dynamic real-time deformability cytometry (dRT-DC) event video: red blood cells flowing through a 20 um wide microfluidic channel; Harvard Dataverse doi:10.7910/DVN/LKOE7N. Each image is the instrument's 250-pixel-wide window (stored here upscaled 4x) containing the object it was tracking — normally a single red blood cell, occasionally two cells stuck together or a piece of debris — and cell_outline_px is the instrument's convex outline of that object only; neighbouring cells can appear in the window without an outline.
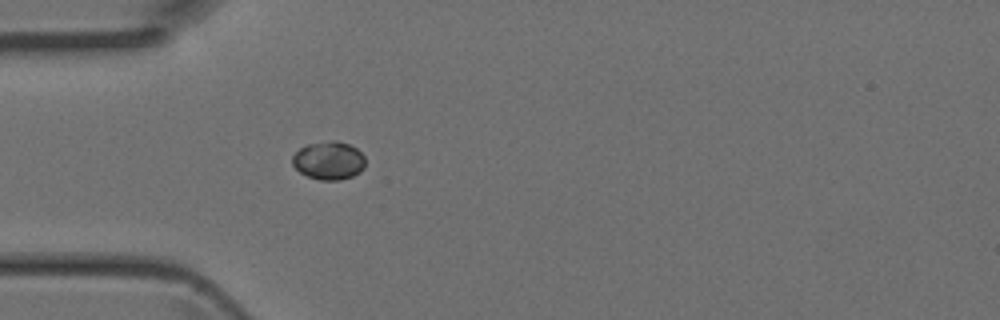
{"species": "Egyptian fruit bat (a non-hibernating species)", "species_latin": "Rousettus aegyptiacus", "temperature_condition": "room temperature", "stored_images_in_passage": 3, "camera_frame_rate_fps": 3000, "um_per_image_px": 0.085, "animal": {"sex": "female"}, "frame": {"image": 1, "passage_image": 3, "time_ms": 0.667, "image_size_px": [1000, 320], "cell_outline_px": [[364, 168], [360, 172], [352, 176], [336, 180], [320, 180], [308, 176], [300, 172], [292, 164], [292, 156], [300, 148], [308, 144], [332, 140], [336, 140], [348, 144], [356, 148], [364, 156]], "centroid_in_image_um": [27.94, 13.64], "position_along_channel_um": 57.1, "area_um2": 16.13}}